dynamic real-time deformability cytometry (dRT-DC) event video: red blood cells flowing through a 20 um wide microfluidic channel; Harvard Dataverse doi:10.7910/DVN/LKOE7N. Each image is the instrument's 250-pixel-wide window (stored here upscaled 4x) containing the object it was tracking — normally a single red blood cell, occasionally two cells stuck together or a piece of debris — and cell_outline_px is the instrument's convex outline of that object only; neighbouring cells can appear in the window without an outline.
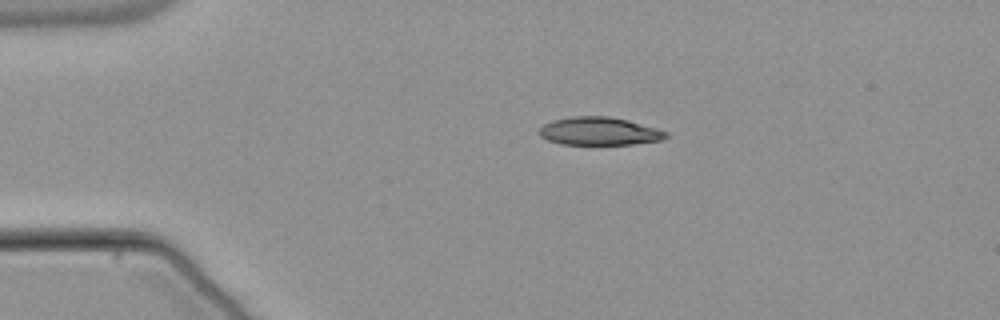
{"species": "common noctule bat (a hibernating species)", "species_latin": "Nyctalus noctula", "temperature_condition": "warm", "stored_images_in_passage": 43, "camera_frame_rate_fps": 3000, "um_per_image_px": 0.085, "animal": {"sex": "male", "body_mass_g": 21.5, "forearm_length_mm": 52.0}, "frame": {"image": 1, "passage_image": 1, "time_ms": 0.0, "image_size_px": [1000, 320], "cell_outline_px": [[668, 136], [664, 140], [632, 144], [560, 144], [548, 140], [540, 136], [540, 128], [544, 124], [552, 120], [572, 116], [608, 116], [628, 120], [656, 128], [668, 132]], "centroid_in_image_um": [50.95, 11.15], "position_along_channel_um": 34.0, "area_um2": 20.69}}
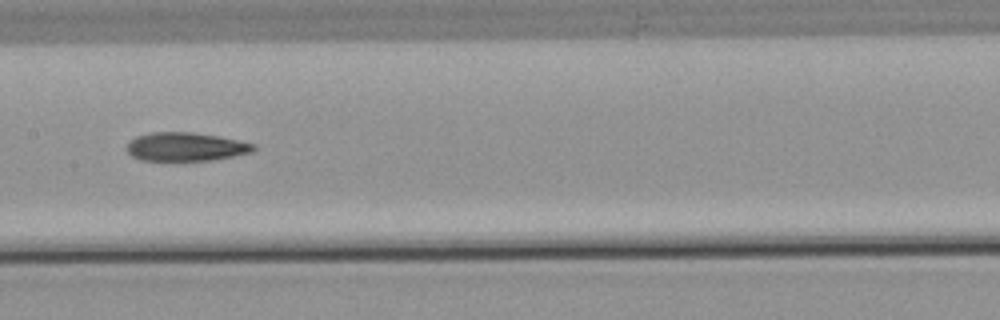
{"frame": {"image": 2, "passage_image": 17, "time_ms": 5.333, "image_size_px": [1000, 320], "cell_outline_px": [[256, 148], [252, 152], [212, 160], [140, 160], [132, 156], [124, 148], [136, 136], [152, 132], [192, 132], [216, 136], [256, 144]], "centroid_in_image_um": [15.76, 12.47], "position_along_channel_um": 191.6, "area_um2": 20.92}}
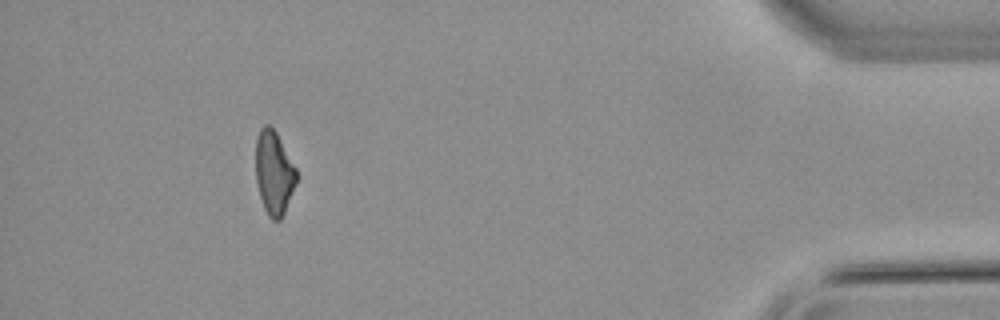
{"frame": {"image": 3, "passage_image": 39, "time_ms": 12.667, "image_size_px": [1000, 320], "cell_outline_px": [[296, 180], [292, 192], [284, 212], [280, 220], [272, 220], [268, 216], [264, 208], [256, 184], [256, 136], [260, 128], [264, 124], [268, 124], [276, 132], [296, 168]], "centroid_in_image_um": [23.26, 14.67], "position_along_channel_um": 411.9, "area_um2": 19.65}, "authors_computed_cell_mechanics": {"area_um2": 21.097, "velocity_mm_per_s": 3.8206, "shape_relaxation_time_tau1_ms": 10.16, "shape_relaxation_time_tau2_ms": 6.6864, "deformation_change_tau1": 0.2366, "deformation_change_tau2": 0.1756}}